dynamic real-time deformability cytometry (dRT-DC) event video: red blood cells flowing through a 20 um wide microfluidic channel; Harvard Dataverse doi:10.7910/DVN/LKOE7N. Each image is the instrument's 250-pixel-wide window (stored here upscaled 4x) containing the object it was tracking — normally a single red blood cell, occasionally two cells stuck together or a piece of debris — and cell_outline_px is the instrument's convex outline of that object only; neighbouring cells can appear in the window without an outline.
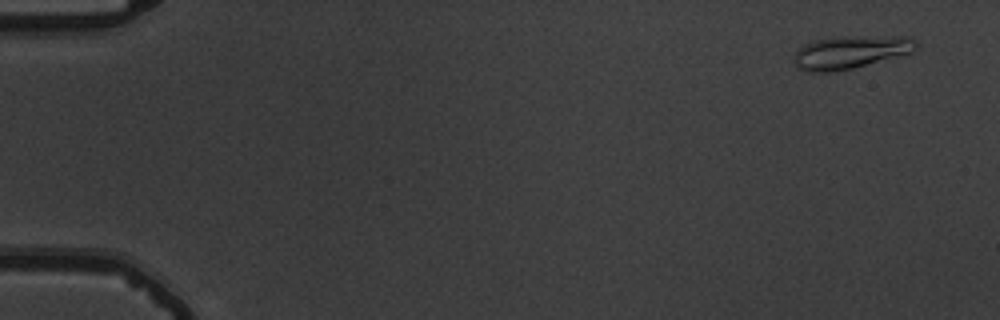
{"species": "common noctule bat (a hibernating species)", "species_latin": "Nyctalus noctula", "temperature_condition": "warm", "stored_images_in_passage": 52, "camera_frame_rate_fps": 3000, "um_per_image_px": 0.085, "animal": {"sex": "male", "body_mass_g": 19.5, "forearm_length_mm": 54.6}, "frame": {"image": 1, "passage_image": 1, "time_ms": 0.0, "image_size_px": [1000, 320], "cell_outline_px": [[920, 44], [912, 52], [852, 68], [832, 72], [808, 72], [796, 68], [792, 60], [792, 56], [804, 44], [812, 40], [832, 36], [912, 36], [920, 40]], "centroid_in_image_um": [72.29, 4.41], "position_along_channel_um": 12.7, "area_um2": 24.04}}
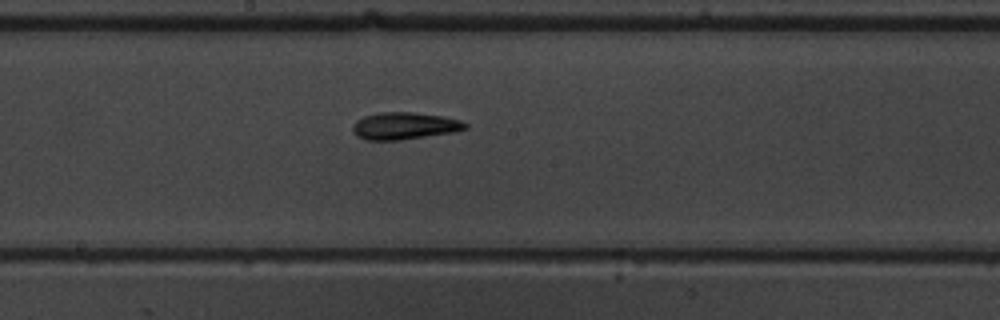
{"frame": {"image": 2, "passage_image": 28, "time_ms": 9.0, "image_size_px": [1000, 320], "cell_outline_px": [[468, 128], [452, 132], [400, 140], [368, 140], [356, 136], [352, 132], [352, 124], [356, 120], [364, 116], [380, 112], [412, 112], [444, 116], [460, 120], [468, 124]], "centroid_in_image_um": [34.35, 10.69], "position_along_channel_um": 213.9, "area_um2": 17.86}}
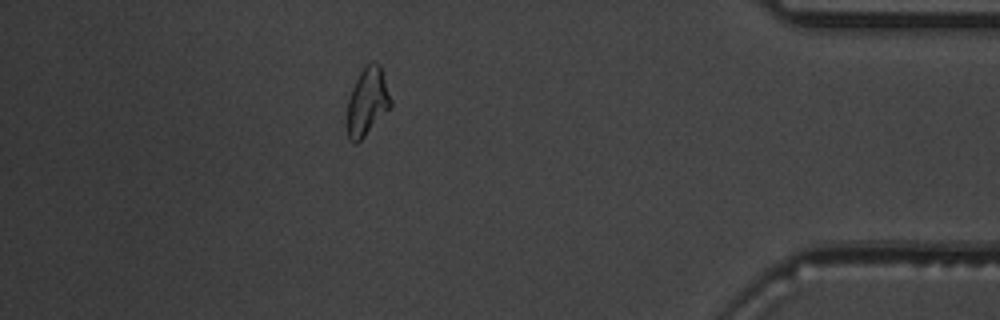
{"frame": {"image": 3, "passage_image": 46, "time_ms": 15.0, "image_size_px": [1000, 320], "cell_outline_px": [[392, 108], [356, 144], [348, 140], [344, 124], [348, 100], [352, 88], [360, 72], [372, 60], [376, 60], [380, 64], [392, 100]], "centroid_in_image_um": [31.2, 8.69], "position_along_channel_um": 404.0, "area_um2": 17.86}, "authors_computed_cell_mechanics": {"area_um2": 17.6868, "velocity_mm_per_s": 3.7908, "shape_relaxation_time_tau1_ms": 4.2635, "shape_relaxation_time_tau2_ms": 2.1511, "deformation_change_tau1": 0.1382, "deformation_change_tau2": 0.0836}}